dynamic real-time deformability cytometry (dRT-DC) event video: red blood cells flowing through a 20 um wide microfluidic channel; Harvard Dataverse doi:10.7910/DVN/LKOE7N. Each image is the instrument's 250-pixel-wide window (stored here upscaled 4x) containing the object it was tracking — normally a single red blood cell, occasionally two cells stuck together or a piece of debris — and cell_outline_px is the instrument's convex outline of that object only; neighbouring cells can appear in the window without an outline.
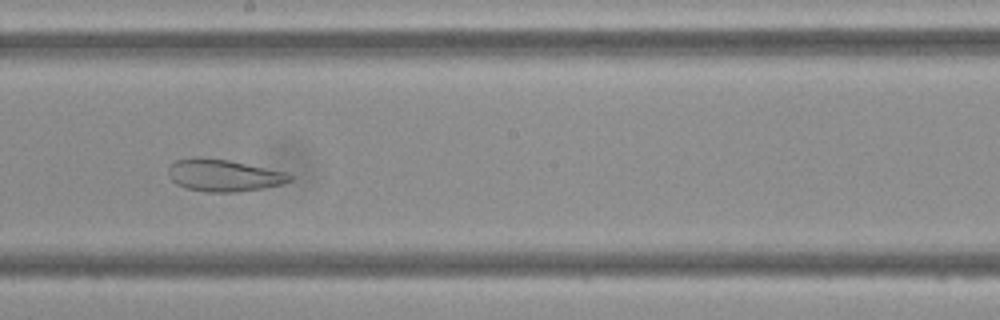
{"species": "Egyptian fruit bat (a non-hibernating species)", "species_latin": "Rousettus aegyptiacus", "temperature_condition": "cold", "stored_images_in_passage": 47, "camera_frame_rate_fps": 3000, "um_per_image_px": 0.085, "frame": {"image": 1, "passage_image": 26, "time_ms": 8.333, "image_size_px": [1000, 320], "cell_outline_px": [[292, 180], [284, 184], [264, 188], [236, 192], [204, 192], [188, 188], [176, 184], [168, 176], [168, 168], [176, 160], [192, 156], [200, 156], [228, 160], [288, 172], [292, 176]], "centroid_in_image_um": [19.02, 14.9], "position_along_channel_um": 229.2, "area_um2": 23.0}}
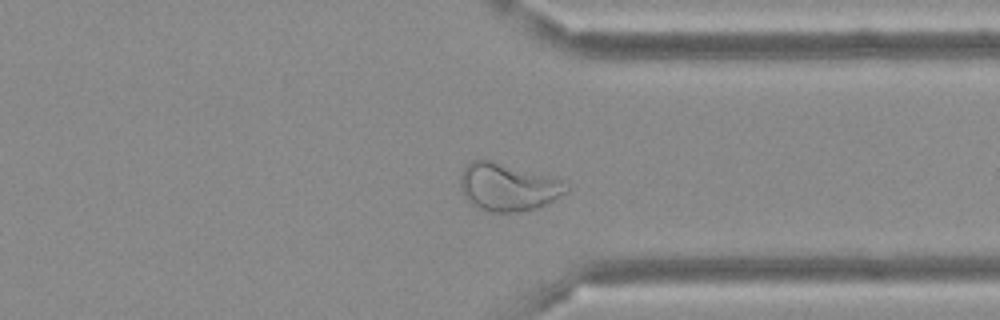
{"frame": {"image": 2, "passage_image": 36, "time_ms": 11.667, "image_size_px": [1000, 320], "cell_outline_px": [[572, 188], [568, 192], [556, 200], [536, 208], [520, 212], [492, 212], [480, 208], [464, 200], [460, 184], [460, 176], [464, 168], [472, 160], [492, 160], [556, 176], [568, 184]], "centroid_in_image_um": [43.24, 15.89], "position_along_channel_um": 368.2, "area_um2": 30.23}}
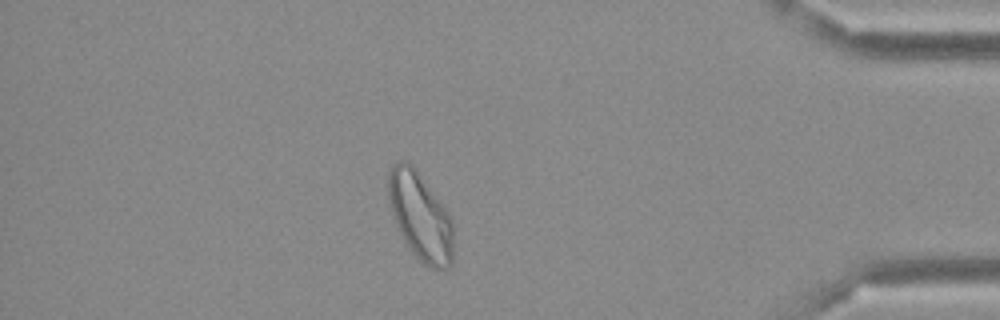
{"frame": {"image": 3, "passage_image": 41, "time_ms": 13.333, "image_size_px": [1000, 320], "cell_outline_px": [[452, 264], [448, 268], [432, 268], [424, 264], [412, 252], [404, 240], [396, 224], [392, 212], [388, 196], [388, 168], [396, 160], [404, 160], [412, 164], [416, 168], [444, 204], [452, 220]], "centroid_in_image_um": [35.72, 18.33], "position_along_channel_um": 399.5, "area_um2": 33.47}}